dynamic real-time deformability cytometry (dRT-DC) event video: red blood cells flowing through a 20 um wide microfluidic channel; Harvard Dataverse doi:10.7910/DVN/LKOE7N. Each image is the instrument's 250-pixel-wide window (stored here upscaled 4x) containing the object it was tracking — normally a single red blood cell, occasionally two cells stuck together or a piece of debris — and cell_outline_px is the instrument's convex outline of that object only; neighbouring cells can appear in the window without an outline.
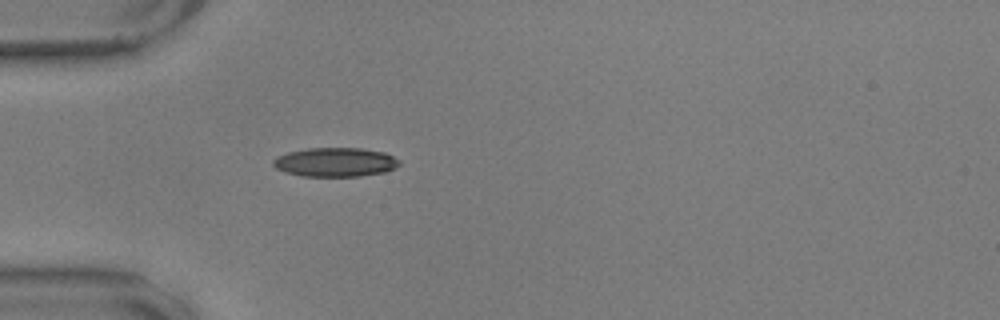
{"species": "common noctule bat (a hibernating species)", "species_latin": "Nyctalus noctula", "temperature_condition": "warm", "stored_images_in_passage": 20, "camera_frame_rate_fps": 3000, "um_per_image_px": 0.085, "animal": {"sex": "male", "body_mass_g": 17.9, "forearm_length_mm": 54.2}, "frame": {"image": 1, "passage_image": 1, "time_ms": 0.0, "image_size_px": [1000, 320], "cell_outline_px": [[400, 164], [384, 172], [360, 176], [304, 176], [284, 172], [276, 168], [272, 164], [272, 160], [276, 156], [288, 152], [308, 148], [360, 148], [384, 152], [400, 160]], "centroid_in_image_um": [28.46, 13.78], "position_along_channel_um": 56.5, "area_um2": 21.33}}
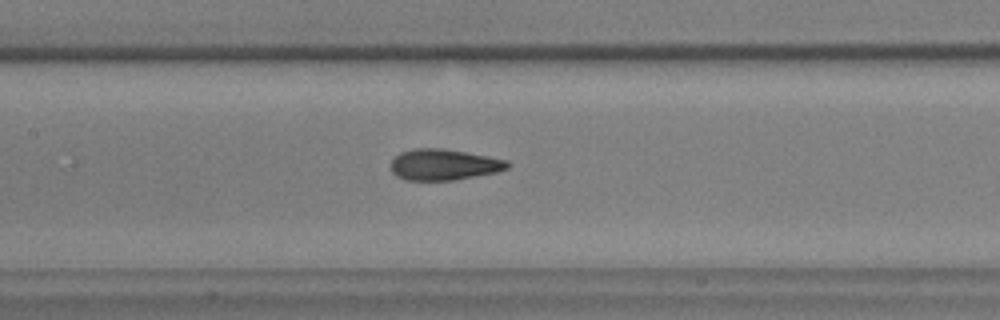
{"frame": {"image": 2, "passage_image": 11, "time_ms": 3.333, "image_size_px": [1000, 320], "cell_outline_px": [[512, 164], [508, 168], [496, 172], [452, 180], [408, 180], [396, 176], [392, 172], [392, 160], [400, 152], [412, 148], [444, 148], [488, 156], [508, 160]], "centroid_in_image_um": [37.74, 13.98], "position_along_channel_um": 169.7, "area_um2": 21.1}}
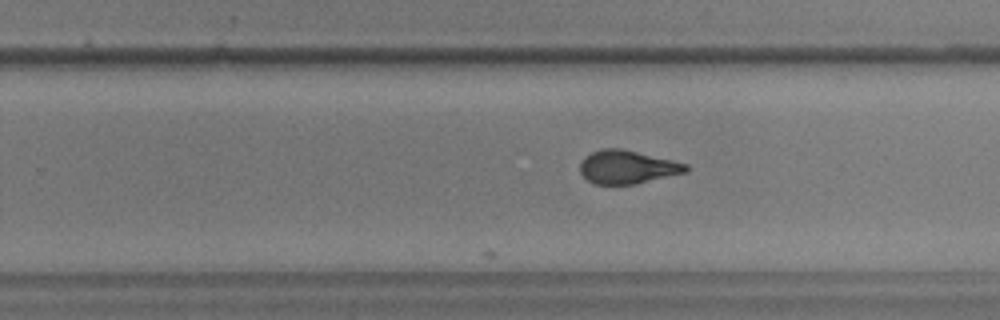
{"frame": {"image": 3, "passage_image": 20, "time_ms": 6.333, "image_size_px": [1000, 320], "cell_outline_px": [[688, 172], [636, 184], [596, 184], [588, 180], [580, 172], [580, 164], [584, 156], [600, 148], [620, 148], [672, 160], [688, 164]], "centroid_in_image_um": [53.32, 14.2], "position_along_channel_um": 276.5, "area_um2": 20.58}}